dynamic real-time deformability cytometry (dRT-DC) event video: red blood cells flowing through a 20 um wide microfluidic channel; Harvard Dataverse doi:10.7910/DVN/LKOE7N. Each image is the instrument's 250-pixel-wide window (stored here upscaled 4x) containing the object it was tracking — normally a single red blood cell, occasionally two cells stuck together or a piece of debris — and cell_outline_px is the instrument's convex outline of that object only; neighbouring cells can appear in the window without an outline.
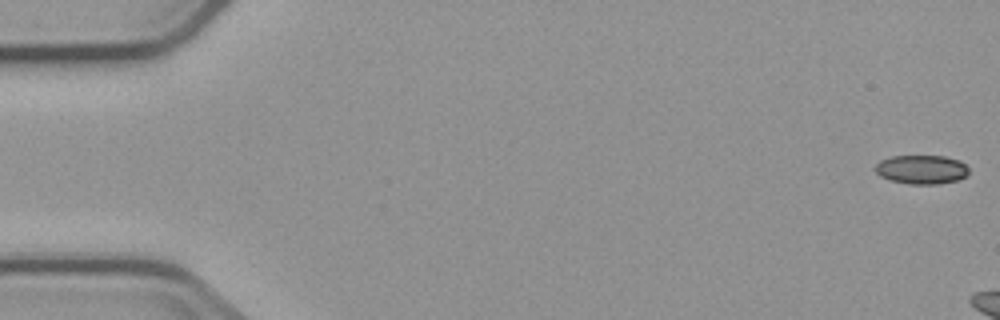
{"species": "common noctule bat (a hibernating species)", "species_latin": "Nyctalus noctula", "temperature_condition": "cold", "stored_images_in_passage": 3, "camera_frame_rate_fps": 3000, "um_per_image_px": 0.085, "animal": {"sex": "male", "body_mass_g": 23.1, "forearm_length_mm": 52.7}, "frame": {"image": 1, "passage_image": 1, "time_ms": 0.0, "image_size_px": [1000, 320], "cell_outline_px": [[968, 176], [960, 180], [940, 184], [908, 184], [892, 180], [880, 176], [872, 168], [880, 160], [892, 156], [944, 156], [960, 160], [968, 168]], "centroid_in_image_um": [78.34, 14.41], "position_along_channel_um": 6.7, "area_um2": 16.01}}